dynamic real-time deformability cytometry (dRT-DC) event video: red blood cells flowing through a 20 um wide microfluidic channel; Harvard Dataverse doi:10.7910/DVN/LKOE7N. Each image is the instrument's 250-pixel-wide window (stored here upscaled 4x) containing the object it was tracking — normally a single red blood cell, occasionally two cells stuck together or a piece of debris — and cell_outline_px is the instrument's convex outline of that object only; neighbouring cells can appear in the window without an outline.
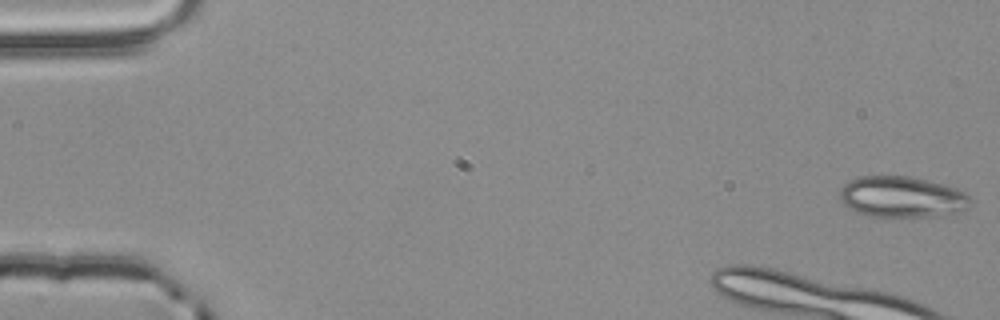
{"species": "common noctule bat (a hibernating species)", "species_latin": "Nyctalus noctula", "temperature_condition": "room temperature", "stored_images_in_passage": 4, "camera_frame_rate_fps": 3000, "um_per_image_px": 0.085, "animal": {"sex": "male", "body_mass_g": 20.4}, "frame": {"image": 1, "passage_image": 1, "time_ms": 0.0, "image_size_px": [1000, 320], "cell_outline_px": [[968, 208], [960, 212], [936, 216], [868, 216], [844, 204], [840, 200], [840, 188], [844, 184], [860, 176], [912, 176], [956, 188], [964, 192], [968, 196]], "centroid_in_image_um": [76.66, 16.73], "position_along_channel_um": 8.3, "area_um2": 30.87}}